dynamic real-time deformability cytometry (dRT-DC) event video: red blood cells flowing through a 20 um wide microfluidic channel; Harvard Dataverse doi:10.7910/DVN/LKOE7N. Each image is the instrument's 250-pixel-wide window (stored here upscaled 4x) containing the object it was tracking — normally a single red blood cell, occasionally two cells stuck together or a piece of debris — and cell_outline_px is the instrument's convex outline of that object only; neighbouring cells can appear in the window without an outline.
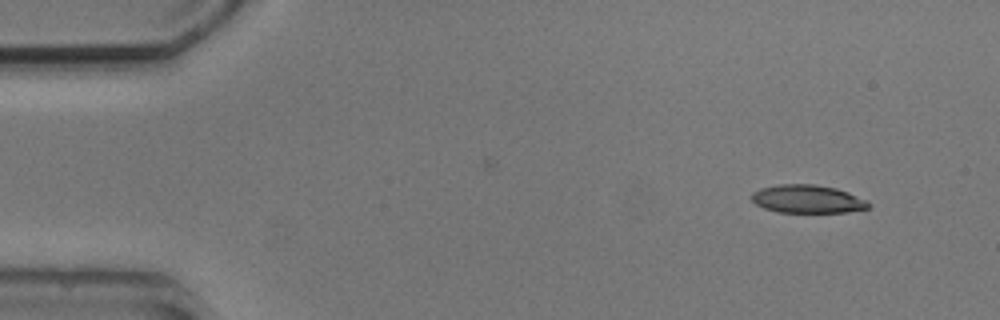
{"species": "common noctule bat (a hibernating species)", "species_latin": "Nyctalus noctula", "temperature_condition": "cold", "stored_images_in_passage": 3, "camera_frame_rate_fps": 3000, "um_per_image_px": 0.085, "animal": {"sex": "male", "body_mass_g": 20.5, "forearm_length_mm": 52.5}, "frame": {"image": 1, "passage_image": 1, "time_ms": 0.0, "image_size_px": [1000, 320], "cell_outline_px": [[872, 204], [868, 208], [848, 212], [776, 212], [764, 208], [756, 204], [752, 200], [752, 192], [760, 188], [780, 184], [816, 184], [836, 188], [848, 192], [868, 200]], "centroid_in_image_um": [68.66, 16.91], "position_along_channel_um": 16.3, "area_um2": 19.31}}